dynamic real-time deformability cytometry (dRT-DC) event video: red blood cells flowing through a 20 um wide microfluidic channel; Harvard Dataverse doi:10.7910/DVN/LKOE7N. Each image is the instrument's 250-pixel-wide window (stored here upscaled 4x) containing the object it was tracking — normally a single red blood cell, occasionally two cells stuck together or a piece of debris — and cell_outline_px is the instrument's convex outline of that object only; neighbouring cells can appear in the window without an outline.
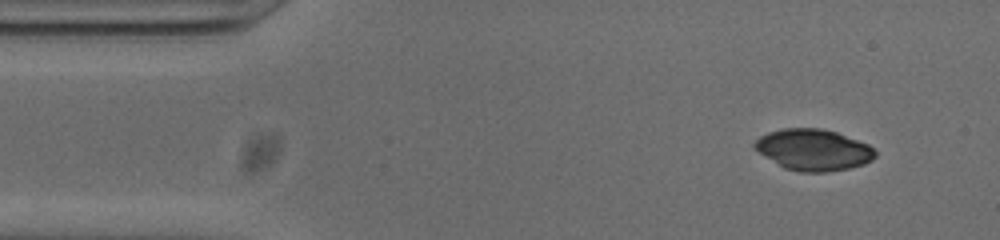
{"species": "common noctule bat (a hibernating species)", "species_latin": "Nyctalus noctula", "temperature_condition": "cold", "stored_images_in_passage": 52, "camera_frame_rate_fps": 3000, "um_per_image_px": 0.085, "animal": {"sex": "male", "body_mass_g": 20.0, "forearm_length_mm": 53.3}, "frame": {"image": 1, "passage_image": 4, "time_ms": 1.0, "image_size_px": [1000, 240], "cell_outline_px": [[876, 156], [872, 160], [864, 164], [848, 168], [824, 172], [800, 172], [784, 168], [764, 156], [752, 148], [752, 144], [760, 136], [768, 132], [784, 128], [820, 128], [836, 132], [868, 144], [876, 152]], "centroid_in_image_um": [69.1, 12.73], "position_along_channel_um": 15.9, "area_um2": 29.02}}
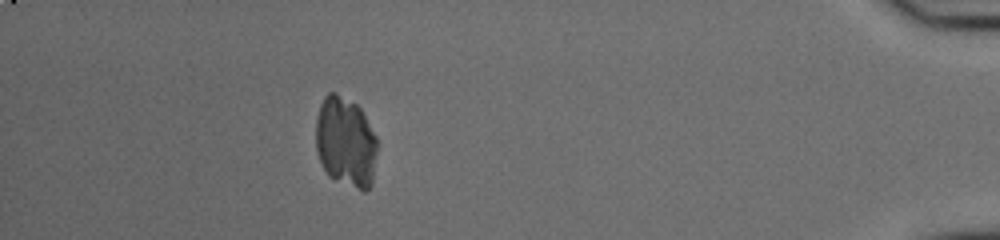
{"frame": {"image": 2, "passage_image": 46, "time_ms": 15.0, "image_size_px": [1000, 240], "cell_outline_px": [[380, 144], [372, 184], [364, 192], [336, 180], [328, 176], [320, 160], [316, 148], [316, 120], [320, 104], [324, 96], [328, 92], [336, 92], [356, 104], [360, 108], [376, 136]], "centroid_in_image_um": [29.41, 12.08], "position_along_channel_um": 405.8, "area_um2": 32.89}}